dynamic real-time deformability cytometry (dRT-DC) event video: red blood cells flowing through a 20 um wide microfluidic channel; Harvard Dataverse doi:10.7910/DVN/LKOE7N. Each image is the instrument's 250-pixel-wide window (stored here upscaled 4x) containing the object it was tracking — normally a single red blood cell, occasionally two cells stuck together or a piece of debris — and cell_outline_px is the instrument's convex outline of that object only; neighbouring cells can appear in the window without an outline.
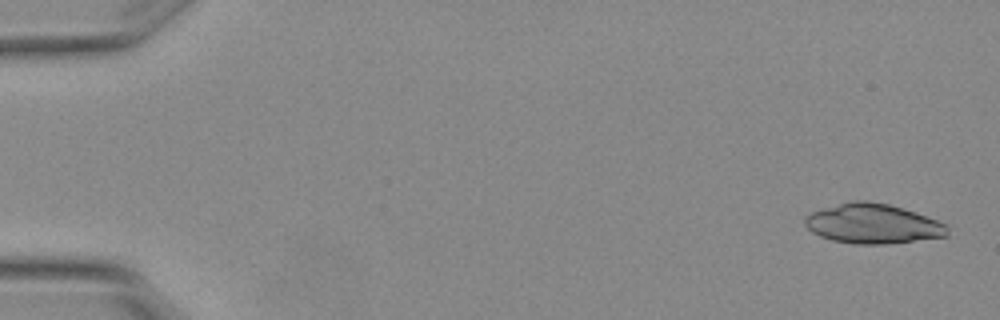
{"species": "Egyptian fruit bat (a non-hibernating species)", "species_latin": "Rousettus aegyptiacus", "temperature_condition": "warm", "stored_images_in_passage": 5, "camera_frame_rate_fps": 3000, "um_per_image_px": 0.085, "animal": {"sex": "female"}, "frame": {"image": 1, "passage_image": 1, "time_ms": 0.0, "image_size_px": [1000, 320], "cell_outline_px": [[948, 236], [884, 244], [856, 244], [832, 240], [820, 236], [812, 232], [804, 224], [804, 216], [808, 212], [852, 200], [868, 200], [888, 204], [916, 212], [948, 224]], "centroid_in_image_um": [74.17, 19.0], "position_along_channel_um": 10.8, "area_um2": 33.18}}